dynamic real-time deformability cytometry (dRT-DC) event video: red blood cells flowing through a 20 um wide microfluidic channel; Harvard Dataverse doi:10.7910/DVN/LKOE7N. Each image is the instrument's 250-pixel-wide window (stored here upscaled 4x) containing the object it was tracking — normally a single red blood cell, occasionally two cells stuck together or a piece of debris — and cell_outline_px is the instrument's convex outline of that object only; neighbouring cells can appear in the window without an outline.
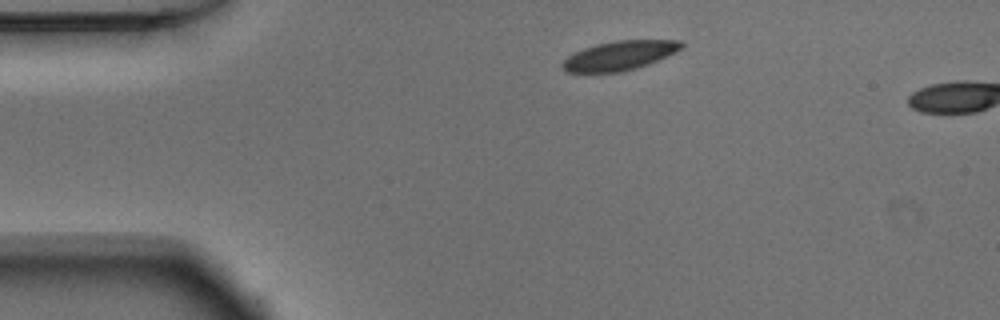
{"species": "Egyptian fruit bat (a non-hibernating species)", "species_latin": "Rousettus aegyptiacus", "temperature_condition": "warm", "stored_images_in_passage": 3, "camera_frame_rate_fps": 3000, "um_per_image_px": 0.085, "animal": {"sex": "male"}, "frame": {"image": 1, "passage_image": 1, "time_ms": 0.0, "image_size_px": [1000, 320], "cell_outline_px": [[684, 44], [676, 52], [648, 64], [636, 68], [620, 72], [564, 72], [560, 64], [568, 56], [584, 48], [596, 44], [616, 40], [680, 40]], "centroid_in_image_um": [52.64, 4.72], "position_along_channel_um": 32.4, "area_um2": 20.17}}